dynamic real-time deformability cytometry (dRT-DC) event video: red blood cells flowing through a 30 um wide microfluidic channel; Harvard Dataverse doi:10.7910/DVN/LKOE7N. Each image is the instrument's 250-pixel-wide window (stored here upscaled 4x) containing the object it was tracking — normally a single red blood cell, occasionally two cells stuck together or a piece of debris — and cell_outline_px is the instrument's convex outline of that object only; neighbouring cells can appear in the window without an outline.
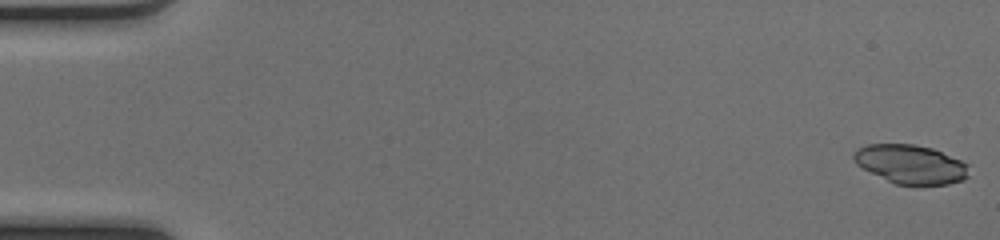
{"species": "common noctule bat (a hibernating species)", "species_latin": "Nyctalus noctula", "temperature_condition": "cold", "stored_images_in_passage": 50, "camera_frame_rate_fps": 3000, "um_per_image_px": 0.085, "animal": {"sex": "female", "body_mass_g": 17.0, "forearm_length_mm": 48.0}, "frame": {"image": 1, "passage_image": 1, "time_ms": 0.0, "image_size_px": [1000, 240], "cell_outline_px": [[968, 176], [960, 180], [948, 184], [896, 184], [856, 164], [852, 156], [860, 148], [868, 144], [912, 144], [932, 148], [960, 160], [968, 164]], "centroid_in_image_um": [77.42, 13.95], "position_along_channel_um": 7.6, "area_um2": 25.49}}
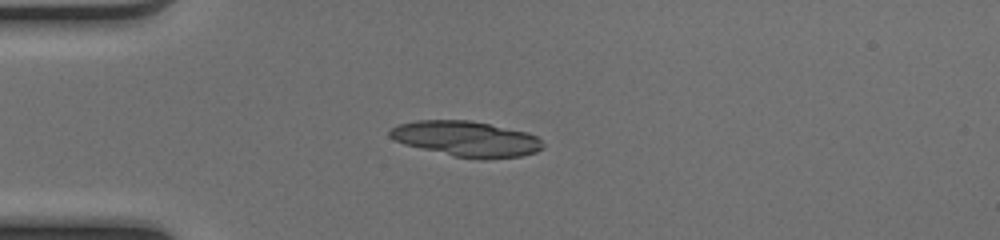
{"frame": {"image": 2, "passage_image": 14, "time_ms": 4.333, "image_size_px": [1000, 240], "cell_outline_px": [[544, 148], [536, 152], [524, 156], [484, 160], [480, 160], [452, 156], [404, 144], [388, 136], [388, 132], [392, 128], [400, 124], [416, 120], [468, 120], [488, 124], [524, 132], [536, 136], [544, 144]], "centroid_in_image_um": [39.65, 11.82], "position_along_channel_um": 45.4, "area_um2": 31.62}}